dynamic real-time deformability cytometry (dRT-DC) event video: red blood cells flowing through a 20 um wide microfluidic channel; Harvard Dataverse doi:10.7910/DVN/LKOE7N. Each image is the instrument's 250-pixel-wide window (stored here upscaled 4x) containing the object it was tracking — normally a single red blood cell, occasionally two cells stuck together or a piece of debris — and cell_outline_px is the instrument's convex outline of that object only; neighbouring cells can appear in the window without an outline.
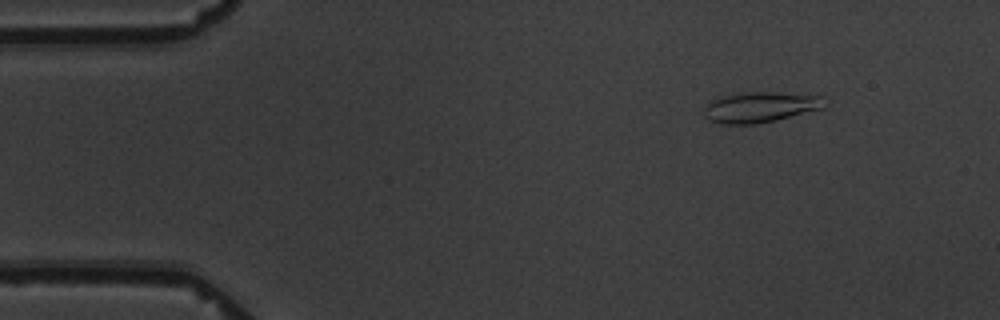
{"species": "common noctule bat (a hibernating species)", "species_latin": "Nyctalus noctula", "temperature_condition": "warm", "stored_images_in_passage": 4, "camera_frame_rate_fps": 3000, "um_per_image_px": 0.085, "animal": {"sex": "male", "body_mass_g": 19.5, "forearm_length_mm": 54.6}, "frame": {"image": 1, "passage_image": 2, "time_ms": 1.333, "image_size_px": [1000, 320], "cell_outline_px": [[824, 108], [776, 120], [756, 124], [724, 124], [708, 120], [704, 116], [704, 108], [712, 100], [720, 96], [748, 92], [776, 92], [824, 96]], "centroid_in_image_um": [64.62, 9.11], "position_along_channel_um": 20.4, "area_um2": 21.44}}